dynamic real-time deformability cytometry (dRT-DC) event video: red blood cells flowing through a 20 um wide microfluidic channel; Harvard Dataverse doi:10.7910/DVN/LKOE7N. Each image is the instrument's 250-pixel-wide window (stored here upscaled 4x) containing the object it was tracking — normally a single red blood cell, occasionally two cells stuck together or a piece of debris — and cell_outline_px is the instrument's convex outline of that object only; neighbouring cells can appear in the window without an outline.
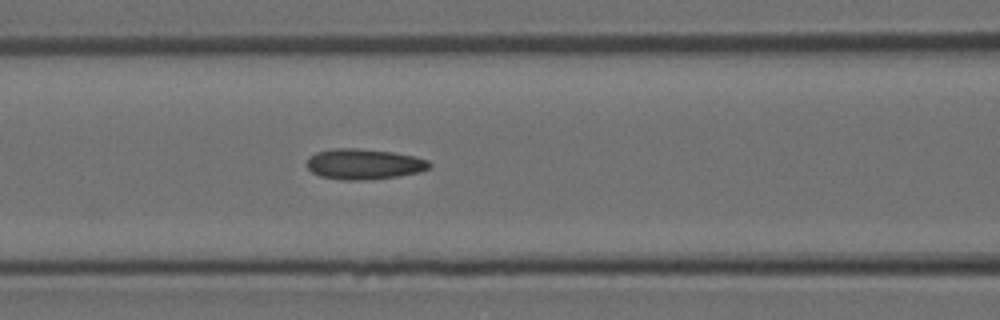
{"species": "Egyptian fruit bat (a non-hibernating species)", "species_latin": "Rousettus aegyptiacus", "temperature_condition": "room temperature", "stored_images_in_passage": 4, "camera_frame_rate_fps": 3000, "um_per_image_px": 0.085, "animal": {"sex": "female"}, "frame": {"image": 1, "passage_image": 4, "time_ms": 1.0, "image_size_px": [1000, 320], "cell_outline_px": [[432, 164], [428, 168], [420, 172], [400, 176], [372, 180], [344, 180], [320, 176], [312, 172], [308, 168], [308, 156], [316, 152], [336, 148], [360, 148], [392, 152], [412, 156], [428, 160]], "centroid_in_image_um": [30.94, 13.95], "position_along_channel_um": 135.7, "area_um2": 21.91}}